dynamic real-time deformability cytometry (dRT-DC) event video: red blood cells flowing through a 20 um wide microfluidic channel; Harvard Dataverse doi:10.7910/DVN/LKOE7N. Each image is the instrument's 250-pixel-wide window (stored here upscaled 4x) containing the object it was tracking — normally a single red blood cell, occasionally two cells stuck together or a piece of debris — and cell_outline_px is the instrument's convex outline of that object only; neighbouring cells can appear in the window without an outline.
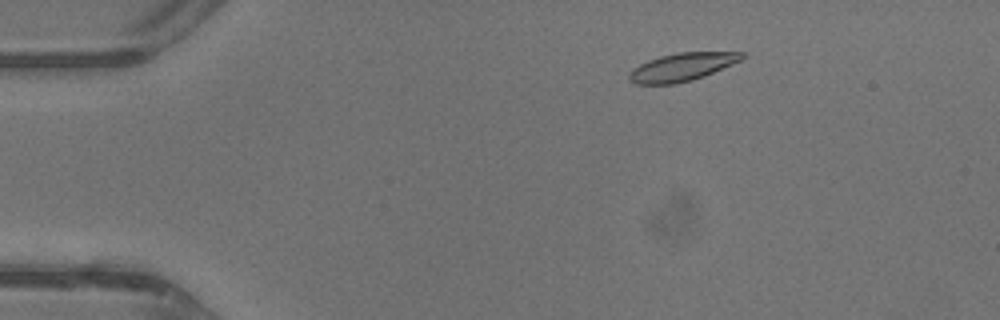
{"species": "common noctule bat (a hibernating species)", "species_latin": "Nyctalus noctula", "temperature_condition": "warm", "stored_images_in_passage": 43, "camera_frame_rate_fps": 3000, "um_per_image_px": 0.085, "animal": {"sex": "male", "body_mass_g": 13.3}, "frame": {"image": 1, "passage_image": 6, "time_ms": 1.667, "image_size_px": [1000, 320], "cell_outline_px": [[744, 56], [740, 60], [732, 64], [704, 76], [692, 80], [676, 84], [636, 84], [628, 80], [628, 72], [632, 68], [648, 60], [660, 56], [676, 52], [744, 52]], "centroid_in_image_um": [57.91, 5.7], "position_along_channel_um": 27.1, "area_um2": 18.44}}
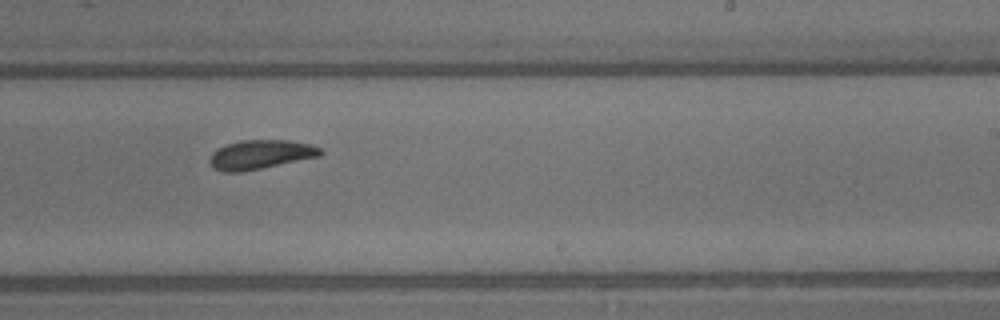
{"frame": {"image": 2, "passage_image": 26, "time_ms": 8.333, "image_size_px": [1000, 320], "cell_outline_px": [[324, 152], [320, 156], [240, 172], [224, 172], [212, 168], [208, 160], [212, 152], [216, 148], [240, 140], [288, 140], [312, 144], [320, 148]], "centroid_in_image_um": [22.11, 13.13], "position_along_channel_um": 266.9, "area_um2": 18.84}}
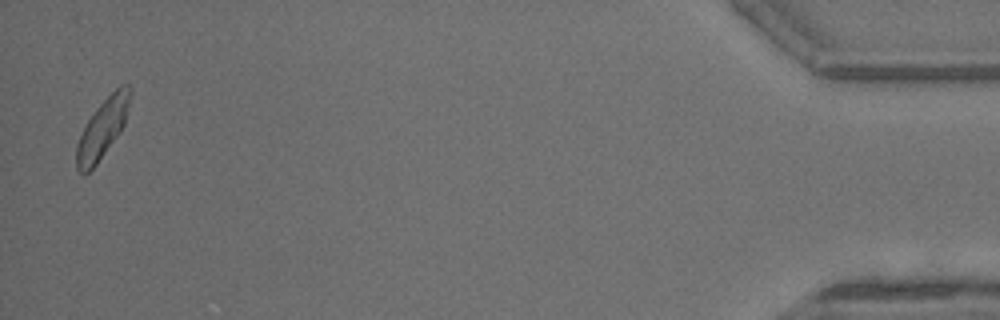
{"frame": {"image": 3, "passage_image": 42, "time_ms": 13.667, "image_size_px": [1000, 320], "cell_outline_px": [[132, 96], [124, 124], [120, 132], [96, 164], [84, 176], [76, 168], [76, 144], [84, 124], [96, 108], [120, 84], [128, 84], [132, 88]], "centroid_in_image_um": [8.72, 10.89], "position_along_channel_um": 426.5, "area_um2": 18.61}, "authors_computed_cell_mechanics": {"area_um2": 18.7272, "velocity_mm_per_s": 4.7032, "shape_relaxation_time_tau1_ms": 2.2826, "shape_relaxation_time_tau2_ms": 3.0948, "deformation_change_tau1": 0.1035, "deformation_change_tau2": 0.1006}}